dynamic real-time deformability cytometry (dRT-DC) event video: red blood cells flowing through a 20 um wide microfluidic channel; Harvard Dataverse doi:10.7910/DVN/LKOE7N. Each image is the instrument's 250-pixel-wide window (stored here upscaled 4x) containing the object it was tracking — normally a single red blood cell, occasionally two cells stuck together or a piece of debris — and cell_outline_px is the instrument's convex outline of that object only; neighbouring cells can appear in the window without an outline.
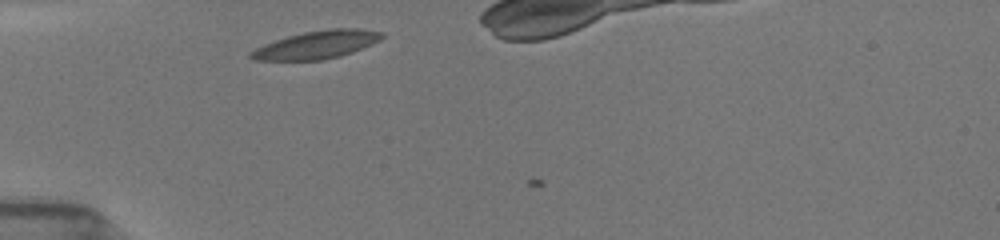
{"species": "common noctule bat (a hibernating species)", "species_latin": "Nyctalus noctula", "temperature_condition": "room temperature", "stored_images_in_passage": 2, "camera_frame_rate_fps": 3000, "um_per_image_px": 0.085, "animal": {"sex": "female", "body_mass_g": 19.5, "forearm_length_mm": 54.1}, "frame": {"image": 1, "passage_image": 1, "time_ms": 0.0, "image_size_px": [1000, 240], "cell_outline_px": [[384, 36], [380, 40], [372, 44], [352, 52], [340, 56], [320, 60], [256, 60], [248, 56], [248, 52], [264, 44], [288, 36], [304, 32], [332, 28], [360, 28], [384, 32]], "centroid_in_image_um": [26.94, 3.8], "position_along_channel_um": 58.1, "area_um2": 21.27}}